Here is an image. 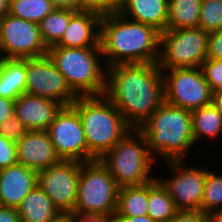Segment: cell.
<instances>
[{
    "label": "cell",
    "instance_id": "obj_17",
    "mask_svg": "<svg viewBox=\"0 0 222 222\" xmlns=\"http://www.w3.org/2000/svg\"><path fill=\"white\" fill-rule=\"evenodd\" d=\"M101 17V14L94 11H77L70 18L61 39L53 46L72 48L101 47Z\"/></svg>",
    "mask_w": 222,
    "mask_h": 222
},
{
    "label": "cell",
    "instance_id": "obj_36",
    "mask_svg": "<svg viewBox=\"0 0 222 222\" xmlns=\"http://www.w3.org/2000/svg\"><path fill=\"white\" fill-rule=\"evenodd\" d=\"M66 222H111V221L99 215L82 214L72 211L66 213Z\"/></svg>",
    "mask_w": 222,
    "mask_h": 222
},
{
    "label": "cell",
    "instance_id": "obj_24",
    "mask_svg": "<svg viewBox=\"0 0 222 222\" xmlns=\"http://www.w3.org/2000/svg\"><path fill=\"white\" fill-rule=\"evenodd\" d=\"M147 215L155 222H169L178 211L172 197L155 178L148 182Z\"/></svg>",
    "mask_w": 222,
    "mask_h": 222
},
{
    "label": "cell",
    "instance_id": "obj_8",
    "mask_svg": "<svg viewBox=\"0 0 222 222\" xmlns=\"http://www.w3.org/2000/svg\"><path fill=\"white\" fill-rule=\"evenodd\" d=\"M209 33L201 28L166 29L160 33V69L196 68L206 60Z\"/></svg>",
    "mask_w": 222,
    "mask_h": 222
},
{
    "label": "cell",
    "instance_id": "obj_28",
    "mask_svg": "<svg viewBox=\"0 0 222 222\" xmlns=\"http://www.w3.org/2000/svg\"><path fill=\"white\" fill-rule=\"evenodd\" d=\"M216 172L209 168L206 175L201 202V211L206 214L222 208V174Z\"/></svg>",
    "mask_w": 222,
    "mask_h": 222
},
{
    "label": "cell",
    "instance_id": "obj_3",
    "mask_svg": "<svg viewBox=\"0 0 222 222\" xmlns=\"http://www.w3.org/2000/svg\"><path fill=\"white\" fill-rule=\"evenodd\" d=\"M138 130L147 139L149 152L156 162L187 160L193 146L196 150L191 111L165 101Z\"/></svg>",
    "mask_w": 222,
    "mask_h": 222
},
{
    "label": "cell",
    "instance_id": "obj_19",
    "mask_svg": "<svg viewBox=\"0 0 222 222\" xmlns=\"http://www.w3.org/2000/svg\"><path fill=\"white\" fill-rule=\"evenodd\" d=\"M168 0H123L119 13L163 33L167 28Z\"/></svg>",
    "mask_w": 222,
    "mask_h": 222
},
{
    "label": "cell",
    "instance_id": "obj_9",
    "mask_svg": "<svg viewBox=\"0 0 222 222\" xmlns=\"http://www.w3.org/2000/svg\"><path fill=\"white\" fill-rule=\"evenodd\" d=\"M161 70L166 103L189 111L213 103V92L201 67Z\"/></svg>",
    "mask_w": 222,
    "mask_h": 222
},
{
    "label": "cell",
    "instance_id": "obj_4",
    "mask_svg": "<svg viewBox=\"0 0 222 222\" xmlns=\"http://www.w3.org/2000/svg\"><path fill=\"white\" fill-rule=\"evenodd\" d=\"M71 105L83 124L87 162L100 159L132 130L105 95L78 96Z\"/></svg>",
    "mask_w": 222,
    "mask_h": 222
},
{
    "label": "cell",
    "instance_id": "obj_26",
    "mask_svg": "<svg viewBox=\"0 0 222 222\" xmlns=\"http://www.w3.org/2000/svg\"><path fill=\"white\" fill-rule=\"evenodd\" d=\"M76 12L70 9L54 8L51 13L38 23L42 40L47 47L55 45L61 39L70 18Z\"/></svg>",
    "mask_w": 222,
    "mask_h": 222
},
{
    "label": "cell",
    "instance_id": "obj_43",
    "mask_svg": "<svg viewBox=\"0 0 222 222\" xmlns=\"http://www.w3.org/2000/svg\"><path fill=\"white\" fill-rule=\"evenodd\" d=\"M10 0H0V19L9 13Z\"/></svg>",
    "mask_w": 222,
    "mask_h": 222
},
{
    "label": "cell",
    "instance_id": "obj_16",
    "mask_svg": "<svg viewBox=\"0 0 222 222\" xmlns=\"http://www.w3.org/2000/svg\"><path fill=\"white\" fill-rule=\"evenodd\" d=\"M61 107L54 100L25 92L14 102V115L28 130H47Z\"/></svg>",
    "mask_w": 222,
    "mask_h": 222
},
{
    "label": "cell",
    "instance_id": "obj_20",
    "mask_svg": "<svg viewBox=\"0 0 222 222\" xmlns=\"http://www.w3.org/2000/svg\"><path fill=\"white\" fill-rule=\"evenodd\" d=\"M16 209L21 222H52L63 215L38 185Z\"/></svg>",
    "mask_w": 222,
    "mask_h": 222
},
{
    "label": "cell",
    "instance_id": "obj_44",
    "mask_svg": "<svg viewBox=\"0 0 222 222\" xmlns=\"http://www.w3.org/2000/svg\"><path fill=\"white\" fill-rule=\"evenodd\" d=\"M52 222H66V213H64L62 216Z\"/></svg>",
    "mask_w": 222,
    "mask_h": 222
},
{
    "label": "cell",
    "instance_id": "obj_2",
    "mask_svg": "<svg viewBox=\"0 0 222 222\" xmlns=\"http://www.w3.org/2000/svg\"><path fill=\"white\" fill-rule=\"evenodd\" d=\"M100 45L106 67L115 64L158 63L160 32L119 12L102 15Z\"/></svg>",
    "mask_w": 222,
    "mask_h": 222
},
{
    "label": "cell",
    "instance_id": "obj_14",
    "mask_svg": "<svg viewBox=\"0 0 222 222\" xmlns=\"http://www.w3.org/2000/svg\"><path fill=\"white\" fill-rule=\"evenodd\" d=\"M47 132L60 160L87 162L83 124L72 105L61 107Z\"/></svg>",
    "mask_w": 222,
    "mask_h": 222
},
{
    "label": "cell",
    "instance_id": "obj_30",
    "mask_svg": "<svg viewBox=\"0 0 222 222\" xmlns=\"http://www.w3.org/2000/svg\"><path fill=\"white\" fill-rule=\"evenodd\" d=\"M201 69L211 91L215 93L222 90V59H206Z\"/></svg>",
    "mask_w": 222,
    "mask_h": 222
},
{
    "label": "cell",
    "instance_id": "obj_34",
    "mask_svg": "<svg viewBox=\"0 0 222 222\" xmlns=\"http://www.w3.org/2000/svg\"><path fill=\"white\" fill-rule=\"evenodd\" d=\"M206 59H222V29L209 33Z\"/></svg>",
    "mask_w": 222,
    "mask_h": 222
},
{
    "label": "cell",
    "instance_id": "obj_27",
    "mask_svg": "<svg viewBox=\"0 0 222 222\" xmlns=\"http://www.w3.org/2000/svg\"><path fill=\"white\" fill-rule=\"evenodd\" d=\"M53 10L49 0H10L8 14L38 24Z\"/></svg>",
    "mask_w": 222,
    "mask_h": 222
},
{
    "label": "cell",
    "instance_id": "obj_39",
    "mask_svg": "<svg viewBox=\"0 0 222 222\" xmlns=\"http://www.w3.org/2000/svg\"><path fill=\"white\" fill-rule=\"evenodd\" d=\"M49 1L52 2L54 8L80 11L79 0H49Z\"/></svg>",
    "mask_w": 222,
    "mask_h": 222
},
{
    "label": "cell",
    "instance_id": "obj_32",
    "mask_svg": "<svg viewBox=\"0 0 222 222\" xmlns=\"http://www.w3.org/2000/svg\"><path fill=\"white\" fill-rule=\"evenodd\" d=\"M27 132L28 129L15 115L0 125V135L14 142L21 139Z\"/></svg>",
    "mask_w": 222,
    "mask_h": 222
},
{
    "label": "cell",
    "instance_id": "obj_23",
    "mask_svg": "<svg viewBox=\"0 0 222 222\" xmlns=\"http://www.w3.org/2000/svg\"><path fill=\"white\" fill-rule=\"evenodd\" d=\"M202 0H168L167 28H198Z\"/></svg>",
    "mask_w": 222,
    "mask_h": 222
},
{
    "label": "cell",
    "instance_id": "obj_25",
    "mask_svg": "<svg viewBox=\"0 0 222 222\" xmlns=\"http://www.w3.org/2000/svg\"><path fill=\"white\" fill-rule=\"evenodd\" d=\"M148 183L119 188L115 216L147 215Z\"/></svg>",
    "mask_w": 222,
    "mask_h": 222
},
{
    "label": "cell",
    "instance_id": "obj_6",
    "mask_svg": "<svg viewBox=\"0 0 222 222\" xmlns=\"http://www.w3.org/2000/svg\"><path fill=\"white\" fill-rule=\"evenodd\" d=\"M99 161L119 188L143 185L156 178L153 169L157 170V163L149 152L147 139L138 129L129 131Z\"/></svg>",
    "mask_w": 222,
    "mask_h": 222
},
{
    "label": "cell",
    "instance_id": "obj_29",
    "mask_svg": "<svg viewBox=\"0 0 222 222\" xmlns=\"http://www.w3.org/2000/svg\"><path fill=\"white\" fill-rule=\"evenodd\" d=\"M198 28L208 33L222 29V0H202Z\"/></svg>",
    "mask_w": 222,
    "mask_h": 222
},
{
    "label": "cell",
    "instance_id": "obj_10",
    "mask_svg": "<svg viewBox=\"0 0 222 222\" xmlns=\"http://www.w3.org/2000/svg\"><path fill=\"white\" fill-rule=\"evenodd\" d=\"M165 164L171 176L163 178L158 174L156 178L172 197L177 210H201L208 167L188 166L186 159L166 161Z\"/></svg>",
    "mask_w": 222,
    "mask_h": 222
},
{
    "label": "cell",
    "instance_id": "obj_38",
    "mask_svg": "<svg viewBox=\"0 0 222 222\" xmlns=\"http://www.w3.org/2000/svg\"><path fill=\"white\" fill-rule=\"evenodd\" d=\"M0 222H21L17 209L0 206Z\"/></svg>",
    "mask_w": 222,
    "mask_h": 222
},
{
    "label": "cell",
    "instance_id": "obj_1",
    "mask_svg": "<svg viewBox=\"0 0 222 222\" xmlns=\"http://www.w3.org/2000/svg\"><path fill=\"white\" fill-rule=\"evenodd\" d=\"M104 95L132 129H139L165 101L162 70L158 63L109 66Z\"/></svg>",
    "mask_w": 222,
    "mask_h": 222
},
{
    "label": "cell",
    "instance_id": "obj_35",
    "mask_svg": "<svg viewBox=\"0 0 222 222\" xmlns=\"http://www.w3.org/2000/svg\"><path fill=\"white\" fill-rule=\"evenodd\" d=\"M169 222H208V218L201 210H178Z\"/></svg>",
    "mask_w": 222,
    "mask_h": 222
},
{
    "label": "cell",
    "instance_id": "obj_37",
    "mask_svg": "<svg viewBox=\"0 0 222 222\" xmlns=\"http://www.w3.org/2000/svg\"><path fill=\"white\" fill-rule=\"evenodd\" d=\"M15 100L0 97V125L14 115Z\"/></svg>",
    "mask_w": 222,
    "mask_h": 222
},
{
    "label": "cell",
    "instance_id": "obj_42",
    "mask_svg": "<svg viewBox=\"0 0 222 222\" xmlns=\"http://www.w3.org/2000/svg\"><path fill=\"white\" fill-rule=\"evenodd\" d=\"M213 104L217 107L222 116V90L213 93Z\"/></svg>",
    "mask_w": 222,
    "mask_h": 222
},
{
    "label": "cell",
    "instance_id": "obj_12",
    "mask_svg": "<svg viewBox=\"0 0 222 222\" xmlns=\"http://www.w3.org/2000/svg\"><path fill=\"white\" fill-rule=\"evenodd\" d=\"M81 163L74 160H60L47 169L37 172V185L62 214L74 211Z\"/></svg>",
    "mask_w": 222,
    "mask_h": 222
},
{
    "label": "cell",
    "instance_id": "obj_15",
    "mask_svg": "<svg viewBox=\"0 0 222 222\" xmlns=\"http://www.w3.org/2000/svg\"><path fill=\"white\" fill-rule=\"evenodd\" d=\"M16 143L17 162L36 172L58 163L47 130H28Z\"/></svg>",
    "mask_w": 222,
    "mask_h": 222
},
{
    "label": "cell",
    "instance_id": "obj_13",
    "mask_svg": "<svg viewBox=\"0 0 222 222\" xmlns=\"http://www.w3.org/2000/svg\"><path fill=\"white\" fill-rule=\"evenodd\" d=\"M25 92L54 100L62 106H69L78 98L48 55L26 59Z\"/></svg>",
    "mask_w": 222,
    "mask_h": 222
},
{
    "label": "cell",
    "instance_id": "obj_5",
    "mask_svg": "<svg viewBox=\"0 0 222 222\" xmlns=\"http://www.w3.org/2000/svg\"><path fill=\"white\" fill-rule=\"evenodd\" d=\"M47 55L77 96L105 94L107 67L101 47L50 46Z\"/></svg>",
    "mask_w": 222,
    "mask_h": 222
},
{
    "label": "cell",
    "instance_id": "obj_40",
    "mask_svg": "<svg viewBox=\"0 0 222 222\" xmlns=\"http://www.w3.org/2000/svg\"><path fill=\"white\" fill-rule=\"evenodd\" d=\"M111 222H155L148 215L142 216H114Z\"/></svg>",
    "mask_w": 222,
    "mask_h": 222
},
{
    "label": "cell",
    "instance_id": "obj_41",
    "mask_svg": "<svg viewBox=\"0 0 222 222\" xmlns=\"http://www.w3.org/2000/svg\"><path fill=\"white\" fill-rule=\"evenodd\" d=\"M208 222H222V208L207 214Z\"/></svg>",
    "mask_w": 222,
    "mask_h": 222
},
{
    "label": "cell",
    "instance_id": "obj_33",
    "mask_svg": "<svg viewBox=\"0 0 222 222\" xmlns=\"http://www.w3.org/2000/svg\"><path fill=\"white\" fill-rule=\"evenodd\" d=\"M17 163L16 143L0 135V169Z\"/></svg>",
    "mask_w": 222,
    "mask_h": 222
},
{
    "label": "cell",
    "instance_id": "obj_11",
    "mask_svg": "<svg viewBox=\"0 0 222 222\" xmlns=\"http://www.w3.org/2000/svg\"><path fill=\"white\" fill-rule=\"evenodd\" d=\"M47 52L37 23L10 14L0 19V58H38Z\"/></svg>",
    "mask_w": 222,
    "mask_h": 222
},
{
    "label": "cell",
    "instance_id": "obj_22",
    "mask_svg": "<svg viewBox=\"0 0 222 222\" xmlns=\"http://www.w3.org/2000/svg\"><path fill=\"white\" fill-rule=\"evenodd\" d=\"M26 90V59L0 58V97L16 100Z\"/></svg>",
    "mask_w": 222,
    "mask_h": 222
},
{
    "label": "cell",
    "instance_id": "obj_21",
    "mask_svg": "<svg viewBox=\"0 0 222 222\" xmlns=\"http://www.w3.org/2000/svg\"><path fill=\"white\" fill-rule=\"evenodd\" d=\"M191 120L193 139L197 147L203 144L202 141L213 143L222 138V116L213 103L191 111Z\"/></svg>",
    "mask_w": 222,
    "mask_h": 222
},
{
    "label": "cell",
    "instance_id": "obj_31",
    "mask_svg": "<svg viewBox=\"0 0 222 222\" xmlns=\"http://www.w3.org/2000/svg\"><path fill=\"white\" fill-rule=\"evenodd\" d=\"M80 11H94L101 15L119 12L123 0H79Z\"/></svg>",
    "mask_w": 222,
    "mask_h": 222
},
{
    "label": "cell",
    "instance_id": "obj_7",
    "mask_svg": "<svg viewBox=\"0 0 222 222\" xmlns=\"http://www.w3.org/2000/svg\"><path fill=\"white\" fill-rule=\"evenodd\" d=\"M118 191L114 178L99 159L82 162L74 211L99 215L112 221L117 208Z\"/></svg>",
    "mask_w": 222,
    "mask_h": 222
},
{
    "label": "cell",
    "instance_id": "obj_18",
    "mask_svg": "<svg viewBox=\"0 0 222 222\" xmlns=\"http://www.w3.org/2000/svg\"><path fill=\"white\" fill-rule=\"evenodd\" d=\"M37 185V172L22 164L0 169V206L17 208Z\"/></svg>",
    "mask_w": 222,
    "mask_h": 222
}]
</instances>
